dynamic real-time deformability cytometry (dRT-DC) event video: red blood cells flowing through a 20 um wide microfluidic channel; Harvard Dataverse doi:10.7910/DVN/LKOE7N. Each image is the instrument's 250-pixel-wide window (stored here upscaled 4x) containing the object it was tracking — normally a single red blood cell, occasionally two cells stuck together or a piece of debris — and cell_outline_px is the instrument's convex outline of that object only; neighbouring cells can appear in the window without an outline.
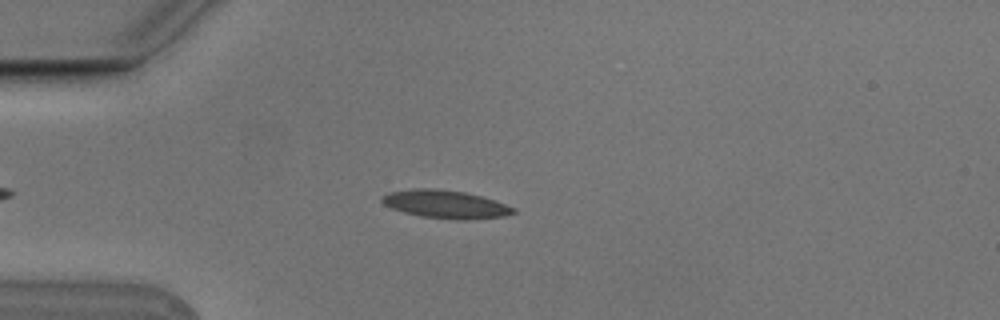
{"species": "Egyptian fruit bat (a non-hibernating species)", "species_latin": "Rousettus aegyptiacus", "temperature_condition": "cold", "stored_images_in_passage": 5, "camera_frame_rate_fps": 3000, "um_per_image_px": 0.085, "animal": {"sex": "male"}, "frame": {"image": 1, "passage_image": 3, "time_ms": 0.667, "image_size_px": [1000, 320], "cell_outline_px": [[516, 212], [504, 216], [464, 220], [456, 220], [420, 216], [404, 212], [392, 208], [384, 204], [380, 200], [388, 192], [416, 188], [432, 188], [464, 192], [480, 196], [516, 208]], "centroid_in_image_um": [37.85, 17.36], "position_along_channel_um": 47.1, "area_um2": 21.27}}